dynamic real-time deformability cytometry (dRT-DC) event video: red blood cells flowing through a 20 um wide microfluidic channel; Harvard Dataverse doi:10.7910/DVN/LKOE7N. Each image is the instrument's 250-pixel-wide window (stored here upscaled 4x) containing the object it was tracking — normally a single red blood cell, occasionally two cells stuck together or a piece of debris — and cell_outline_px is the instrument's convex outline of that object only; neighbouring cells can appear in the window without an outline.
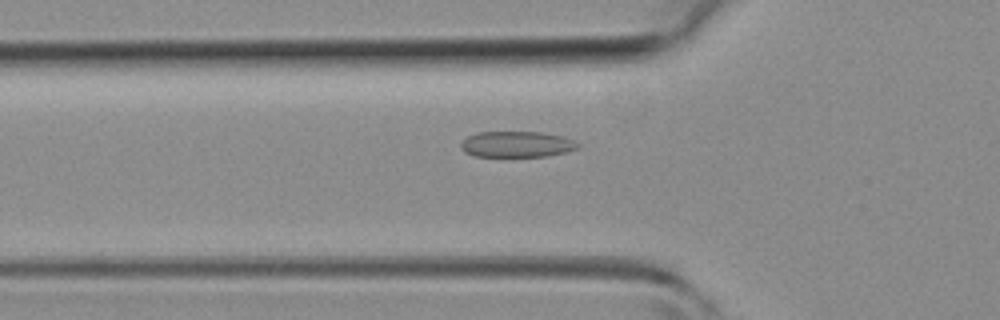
{"species": "common noctule bat (a hibernating species)", "species_latin": "Nyctalus noctula", "temperature_condition": "room temperature", "stored_images_in_passage": 45, "camera_frame_rate_fps": 3000, "um_per_image_px": 0.085, "animal": {"sex": "female", "body_mass_g": 19.3, "forearm_length_mm": 54.1}, "frame": {"image": 1, "passage_image": 15, "time_ms": 4.667, "image_size_px": [1000, 320], "cell_outline_px": [[580, 144], [576, 148], [568, 152], [548, 156], [472, 156], [464, 152], [460, 148], [460, 144], [468, 136], [476, 132], [544, 132], [560, 136], [572, 140]], "centroid_in_image_um": [43.89, 12.26], "position_along_channel_um": 81.9, "area_um2": 17.69}}
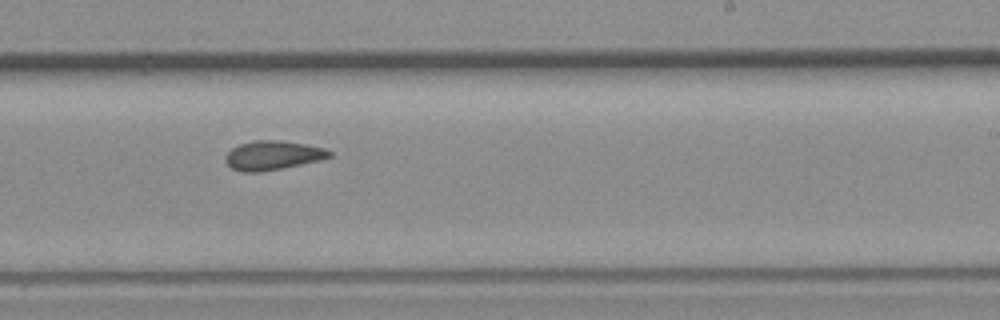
{"frame": {"image": 2, "passage_image": 27, "time_ms": 8.667, "image_size_px": [1000, 320], "cell_outline_px": [[332, 156], [320, 160], [260, 172], [244, 172], [232, 168], [224, 160], [224, 156], [232, 148], [240, 144], [252, 140], [276, 140], [304, 144], [324, 148], [332, 152]], "centroid_in_image_um": [23.16, 13.2], "position_along_channel_um": 265.8, "area_um2": 17.46}}
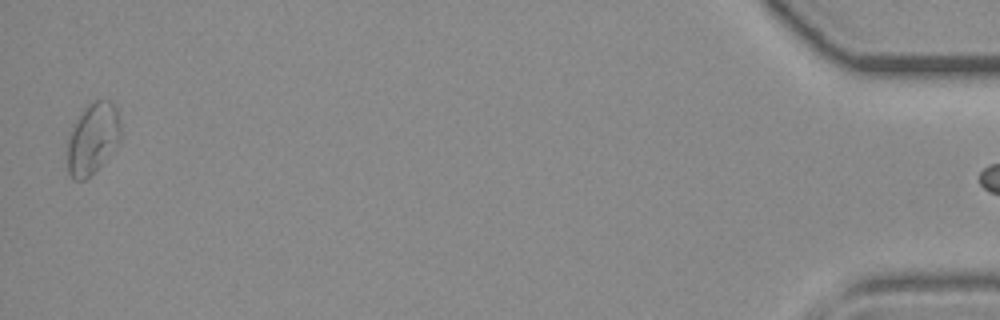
{"frame": {"image": 3, "passage_image": 44, "time_ms": 14.333, "image_size_px": [1000, 320], "cell_outline_px": [[120, 140], [100, 164], [84, 180], [72, 180], [68, 172], [68, 140], [72, 124], [80, 112], [88, 104], [96, 100], [108, 100], [116, 108], [120, 128]], "centroid_in_image_um": [7.84, 11.75], "position_along_channel_um": 427.4, "area_um2": 21.68}}